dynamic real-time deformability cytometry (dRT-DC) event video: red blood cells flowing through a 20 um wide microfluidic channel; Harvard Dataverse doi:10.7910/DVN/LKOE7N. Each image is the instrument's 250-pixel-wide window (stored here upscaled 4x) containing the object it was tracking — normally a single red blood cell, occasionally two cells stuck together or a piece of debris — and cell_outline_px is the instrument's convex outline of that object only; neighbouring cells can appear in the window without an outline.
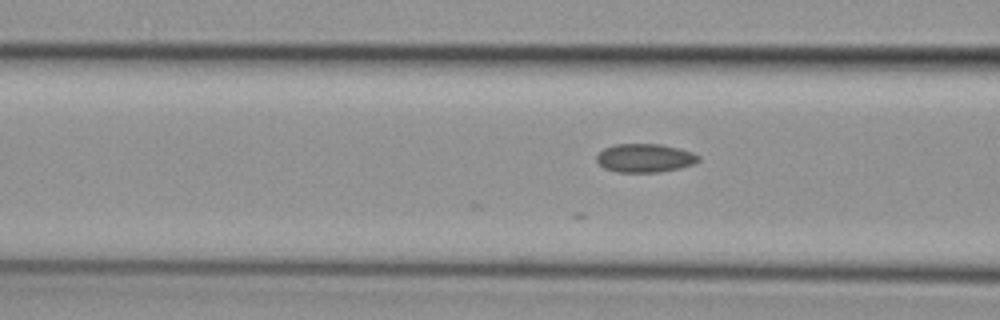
{"species": "common noctule bat (a hibernating species)", "species_latin": "Nyctalus noctula", "temperature_condition": "cold", "stored_images_in_passage": 7, "camera_frame_rate_fps": 3000, "um_per_image_px": 0.085, "animal": {"sex": "female", "body_mass_g": 29.2, "forearm_length_mm": 56.3}, "frame": {"image": 1, "passage_image": 5, "time_ms": 1.333, "image_size_px": [1000, 320], "cell_outline_px": [[700, 160], [692, 164], [680, 168], [660, 172], [616, 172], [604, 168], [596, 160], [596, 156], [604, 148], [616, 144], [660, 144], [680, 148], [692, 152], [700, 156]], "centroid_in_image_um": [54.82, 13.43], "position_along_channel_um": 111.8, "area_um2": 16.99}}